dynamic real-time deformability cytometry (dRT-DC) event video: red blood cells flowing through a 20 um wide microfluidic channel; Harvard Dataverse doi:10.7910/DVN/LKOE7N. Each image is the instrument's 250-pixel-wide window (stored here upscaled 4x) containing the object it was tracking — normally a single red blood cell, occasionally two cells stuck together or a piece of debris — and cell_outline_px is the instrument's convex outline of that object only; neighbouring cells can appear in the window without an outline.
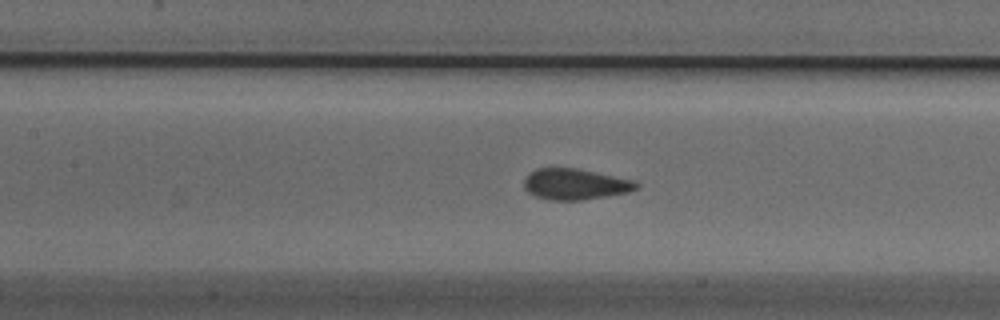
{"species": "Egyptian fruit bat (a non-hibernating species)", "species_latin": "Rousettus aegyptiacus", "temperature_condition": "cold", "stored_images_in_passage": 42, "camera_frame_rate_fps": 3000, "um_per_image_px": 0.085, "animal": {"sex": "male"}, "frame": {"image": 1, "passage_image": 11, "time_ms": 3.333, "image_size_px": [1000, 320], "cell_outline_px": [[640, 188], [628, 192], [584, 200], [552, 200], [536, 196], [528, 192], [524, 188], [524, 180], [536, 168], [576, 168], [636, 180], [640, 184]], "centroid_in_image_um": [48.95, 15.66], "position_along_channel_um": 158.5, "area_um2": 20.29}}
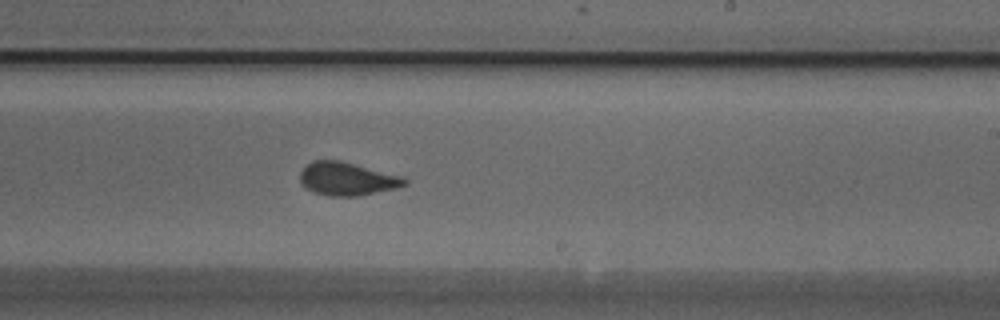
{"frame": {"image": 2, "passage_image": 19, "time_ms": 6.0, "image_size_px": [1000, 320], "cell_outline_px": [[408, 184], [396, 188], [356, 196], [328, 196], [304, 188], [300, 184], [300, 172], [312, 160], [340, 160], [404, 176], [408, 180]], "centroid_in_image_um": [29.51, 15.19], "position_along_channel_um": 259.5, "area_um2": 20.35}}
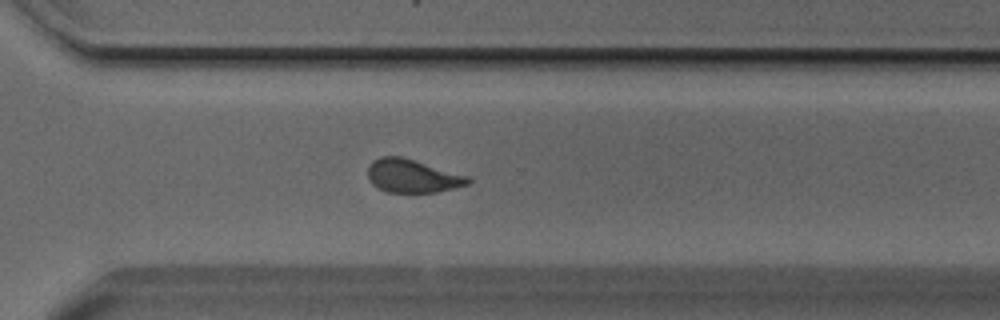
{"frame": {"image": 3, "passage_image": 25, "time_ms": 8.0, "image_size_px": [1000, 320], "cell_outline_px": [[472, 180], [468, 184], [436, 192], [384, 192], [376, 188], [368, 180], [368, 168], [372, 160], [380, 156], [400, 156], [472, 176]], "centroid_in_image_um": [35.05, 14.95], "position_along_channel_um": 335.5, "area_um2": 19.71}, "authors_computed_cell_mechanics": {"area_um2": 20.2878, "velocity_mm_per_s": 3.8006, "shape_relaxation_time_tau1_ms": 4.5854, "shape_relaxation_time_tau2_ms": null, "deformation_change_tau1": 0.101, "deformation_change_tau2": null}}